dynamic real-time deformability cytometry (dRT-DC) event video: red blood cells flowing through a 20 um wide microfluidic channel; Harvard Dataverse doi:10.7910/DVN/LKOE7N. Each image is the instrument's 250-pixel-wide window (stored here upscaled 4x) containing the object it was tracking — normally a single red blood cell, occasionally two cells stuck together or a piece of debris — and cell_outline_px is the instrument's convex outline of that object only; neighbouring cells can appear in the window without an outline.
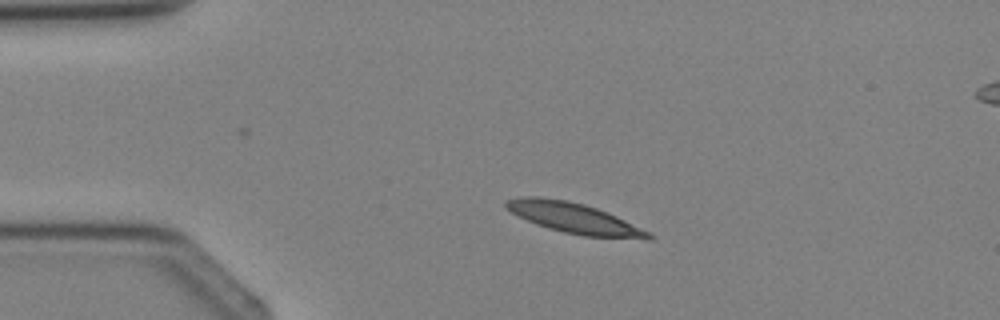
{"species": "Egyptian fruit bat (a non-hibernating species)", "species_latin": "Rousettus aegyptiacus", "temperature_condition": "cold", "stored_images_in_passage": 2, "camera_frame_rate_fps": 3000, "um_per_image_px": 0.085, "animal": {"sex": "female"}, "frame": {"image": 1, "passage_image": 1, "time_ms": 0.0, "image_size_px": [1000, 320], "cell_outline_px": [[652, 240], [648, 240], [584, 236], [564, 232], [548, 228], [536, 224], [504, 208], [504, 200], [520, 196], [540, 196], [568, 200], [584, 204], [596, 208], [616, 216], [652, 232]], "centroid_in_image_um": [48.82, 18.54], "position_along_channel_um": 36.2, "area_um2": 25.55}}